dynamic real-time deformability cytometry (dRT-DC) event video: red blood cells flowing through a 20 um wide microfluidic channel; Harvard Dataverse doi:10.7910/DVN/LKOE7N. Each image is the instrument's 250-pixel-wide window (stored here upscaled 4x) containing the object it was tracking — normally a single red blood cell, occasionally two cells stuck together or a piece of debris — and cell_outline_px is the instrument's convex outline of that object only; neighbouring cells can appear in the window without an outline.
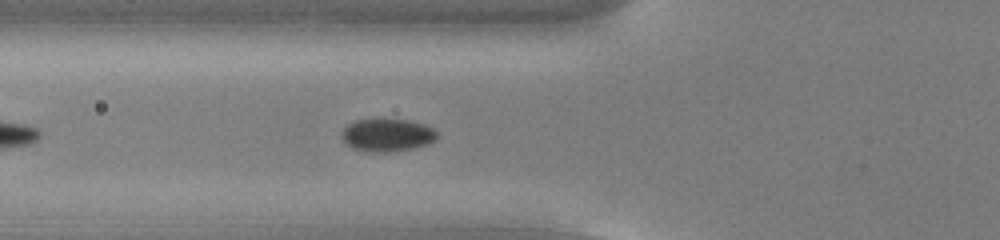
{"species": "common noctule bat (a hibernating species)", "species_latin": "Nyctalus noctula", "temperature_condition": "cold", "stored_images_in_passage": 11, "camera_frame_rate_fps": 3000, "um_per_image_px": 0.085, "animal": {"sex": "male", "body_mass_g": 13.0, "forearm_length_mm": 53.1}, "frame": {"image": 1, "passage_image": 8, "time_ms": 2.333, "image_size_px": [1000, 240], "cell_outline_px": [[436, 140], [428, 144], [412, 148], [388, 152], [368, 152], [352, 148], [344, 144], [340, 136], [340, 132], [348, 124], [356, 120], [408, 120], [424, 124], [432, 128], [436, 132]], "centroid_in_image_um": [32.86, 11.5], "position_along_channel_um": 92.9, "area_um2": 18.21}}